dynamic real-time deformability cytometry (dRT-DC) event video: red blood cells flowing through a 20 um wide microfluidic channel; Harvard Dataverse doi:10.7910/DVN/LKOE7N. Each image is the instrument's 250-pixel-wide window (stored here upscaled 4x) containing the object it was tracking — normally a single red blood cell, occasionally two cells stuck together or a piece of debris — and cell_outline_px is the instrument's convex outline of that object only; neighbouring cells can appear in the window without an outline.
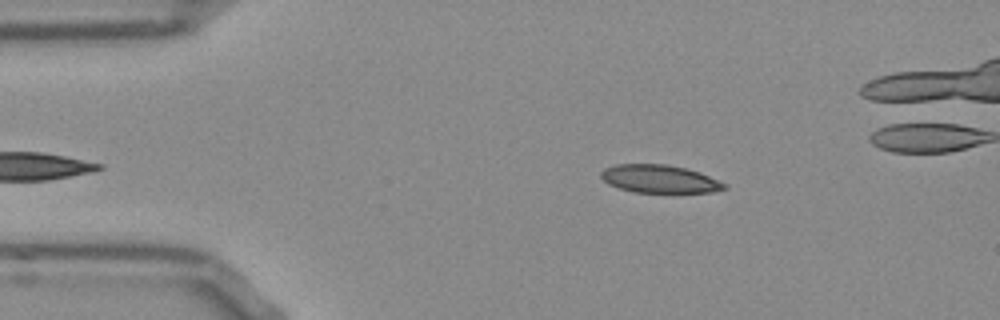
{"species": "Egyptian fruit bat (a non-hibernating species)", "species_latin": "Rousettus aegyptiacus", "temperature_condition": "room temperature", "stored_images_in_passage": 40, "camera_frame_rate_fps": 3000, "um_per_image_px": 0.085, "frame": {"image": 1, "passage_image": 3, "time_ms": 0.667, "image_size_px": [1000, 320], "cell_outline_px": [[728, 188], [712, 192], [636, 192], [620, 188], [608, 184], [600, 176], [600, 172], [604, 168], [616, 164], [664, 164], [684, 168], [700, 172], [728, 184]], "centroid_in_image_um": [56.07, 15.2], "position_along_channel_um": 28.9, "area_um2": 20.06}}
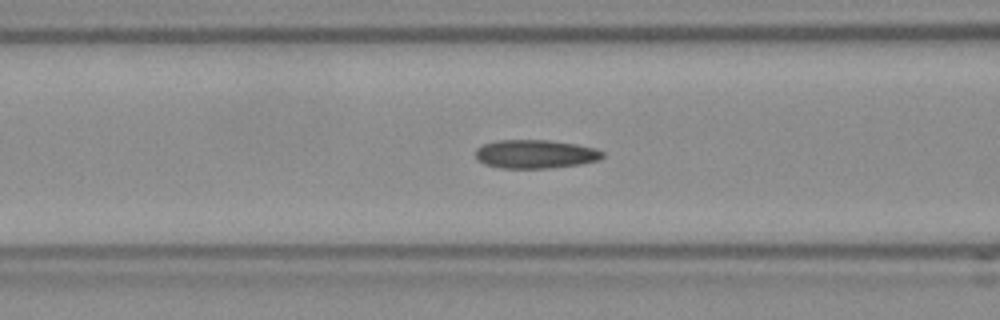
{"frame": {"image": 2, "passage_image": 14, "time_ms": 4.333, "image_size_px": [1000, 320], "cell_outline_px": [[604, 156], [600, 160], [580, 164], [548, 168], [500, 168], [484, 164], [476, 156], [476, 148], [484, 144], [496, 140], [548, 140], [576, 144], [596, 148], [604, 152]], "centroid_in_image_um": [45.53, 13.09], "position_along_channel_um": 121.1, "area_um2": 21.21}}
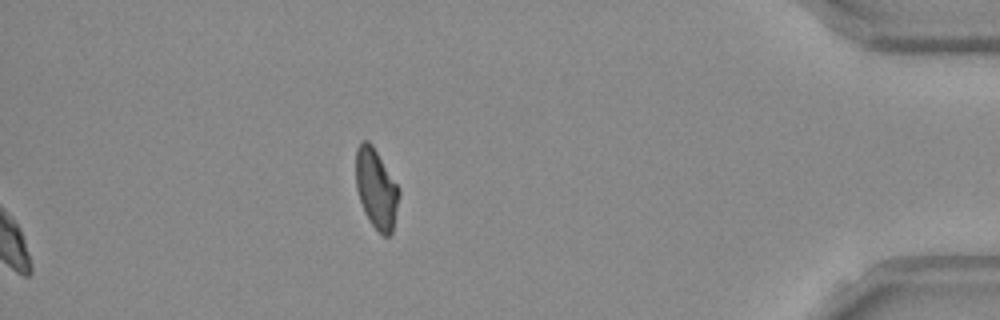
{"frame": {"image": 3, "passage_image": 40, "time_ms": 13.0, "image_size_px": [1000, 320], "cell_outline_px": [[400, 192], [392, 232], [388, 236], [384, 236], [368, 220], [364, 212], [356, 188], [356, 148], [364, 140], [368, 140], [372, 144], [400, 188]], "centroid_in_image_um": [31.98, 16.02], "position_along_channel_um": 403.2, "area_um2": 19.94}, "authors_computed_cell_mechanics": {"area_um2": 21.2126, "velocity_mm_per_s": 3.8225, "shape_relaxation_time_tau1_ms": null, "shape_relaxation_time_tau2_ms": 2.8738, "deformation_change_tau1": null, "deformation_change_tau2": 0.0805}}